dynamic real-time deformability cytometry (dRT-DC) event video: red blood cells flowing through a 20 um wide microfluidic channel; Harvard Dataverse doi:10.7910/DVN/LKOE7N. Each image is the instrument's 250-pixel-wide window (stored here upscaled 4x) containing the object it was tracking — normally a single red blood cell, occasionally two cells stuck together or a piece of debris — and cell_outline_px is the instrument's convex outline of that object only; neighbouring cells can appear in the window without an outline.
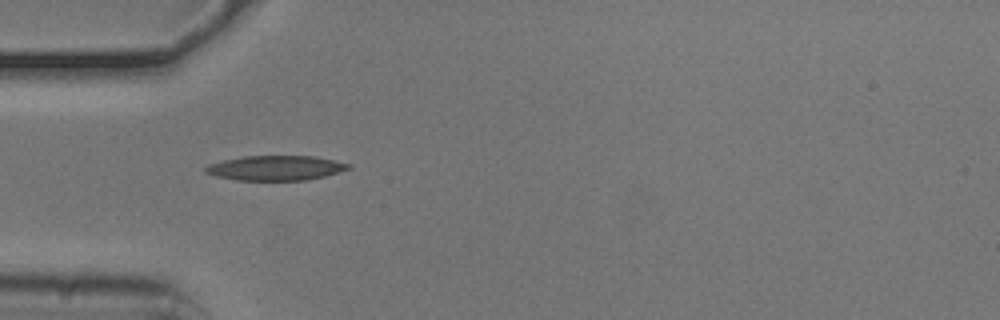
{"species": "common noctule bat (a hibernating species)", "species_latin": "Nyctalus noctula", "temperature_condition": "cold", "stored_images_in_passage": 32, "camera_frame_rate_fps": 3000, "um_per_image_px": 0.085, "animal": {"sex": "male", "body_mass_g": 20.5, "forearm_length_mm": 52.5}, "frame": {"image": 1, "passage_image": 1, "time_ms": 0.0, "image_size_px": [1000, 320], "cell_outline_px": [[352, 168], [324, 176], [304, 180], [236, 180], [216, 176], [204, 172], [204, 168], [208, 164], [224, 160], [244, 156], [312, 156], [352, 164]], "centroid_in_image_um": [23.41, 14.28], "position_along_channel_um": 61.6, "area_um2": 20.52}}
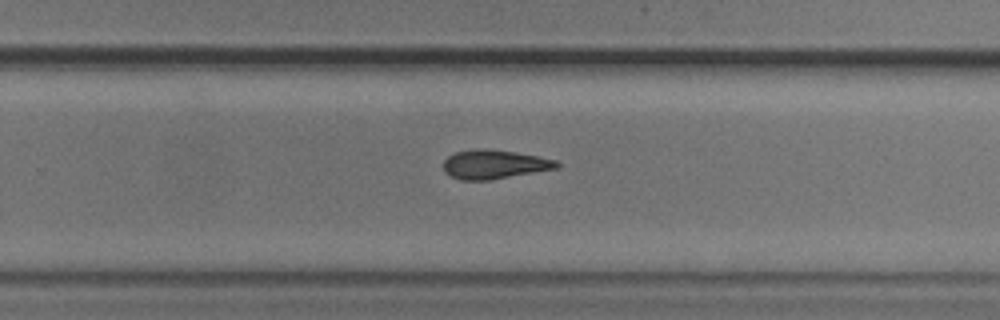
{"frame": {"image": 2, "passage_image": 19, "time_ms": 6.0, "image_size_px": [1000, 320], "cell_outline_px": [[560, 164], [556, 168], [488, 180], [460, 180], [444, 172], [444, 160], [448, 156], [456, 152], [476, 148], [484, 148], [516, 152], [556, 160]], "centroid_in_image_um": [41.97, 13.96], "position_along_channel_um": 287.8, "area_um2": 18.9}}
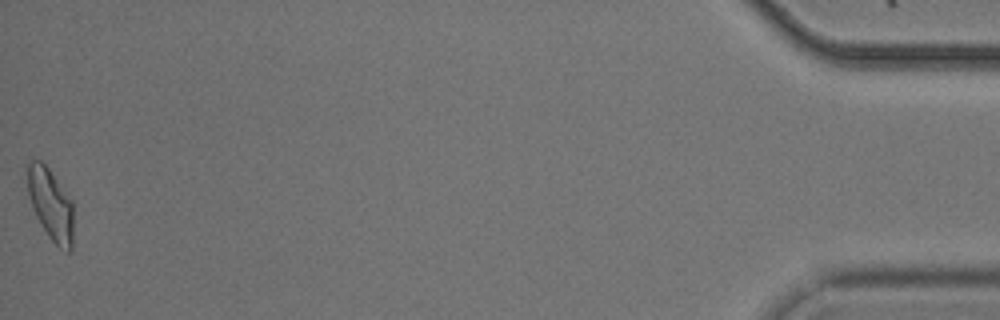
{"frame": {"image": 3, "passage_image": 32, "time_ms": 10.333, "image_size_px": [1000, 320], "cell_outline_px": [[72, 252], [64, 252], [48, 236], [40, 224], [36, 216], [28, 192], [24, 164], [32, 160], [40, 160], [48, 168], [72, 200]], "centroid_in_image_um": [4.28, 17.34], "position_along_channel_um": 430.9, "area_um2": 19.36}, "authors_computed_cell_mechanics": {"area_um2": 19.2185, "velocity_mm_per_s": 3.7891, "shape_relaxation_time_tau1_ms": null, "shape_relaxation_time_tau2_ms": 10.4184, "deformation_change_tau1": null, "deformation_change_tau2": 0.2458}}